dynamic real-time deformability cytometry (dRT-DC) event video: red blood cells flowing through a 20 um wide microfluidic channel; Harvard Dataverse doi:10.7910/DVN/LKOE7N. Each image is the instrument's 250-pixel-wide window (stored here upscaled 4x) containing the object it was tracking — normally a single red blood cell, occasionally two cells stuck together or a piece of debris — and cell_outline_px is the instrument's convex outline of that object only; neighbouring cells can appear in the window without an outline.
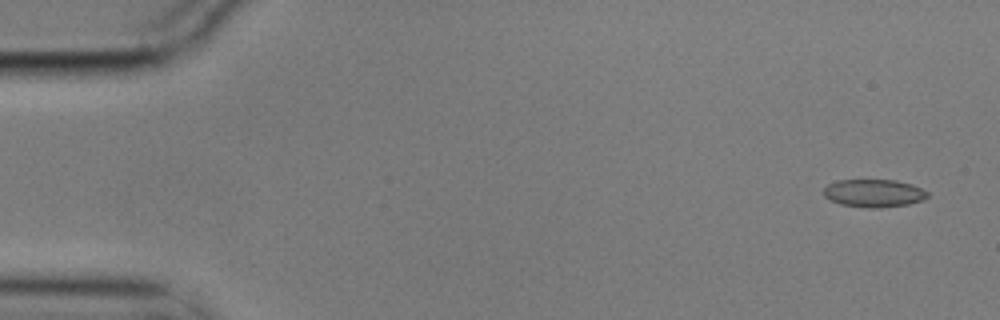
{"species": "common noctule bat (a hibernating species)", "species_latin": "Nyctalus noctula", "temperature_condition": "cold", "stored_images_in_passage": 4, "camera_frame_rate_fps": 3000, "um_per_image_px": 0.085, "animal": {"sex": "male", "body_mass_g": 17.9}, "frame": {"image": 1, "passage_image": 1, "time_ms": 0.0, "image_size_px": [1000, 320], "cell_outline_px": [[928, 196], [924, 200], [908, 204], [880, 208], [868, 208], [840, 204], [824, 196], [824, 188], [828, 184], [836, 180], [896, 180], [912, 184], [928, 192]], "centroid_in_image_um": [74.29, 16.42], "position_along_channel_um": 10.7, "area_um2": 16.88}}
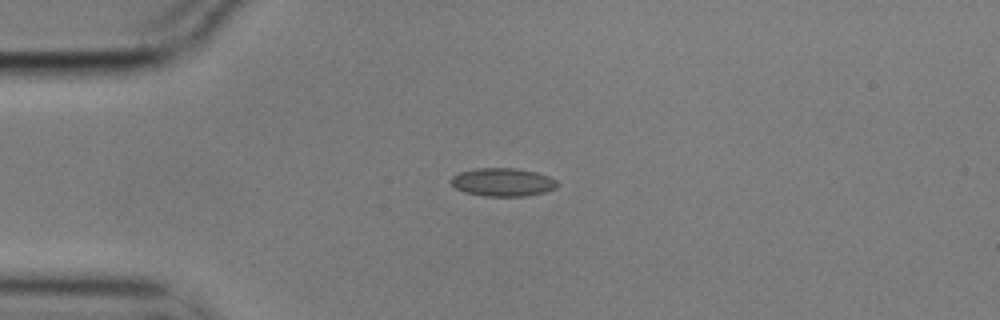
{"frame": {"image": 2, "passage_image": 4, "time_ms": 1.0, "image_size_px": [1000, 320], "cell_outline_px": [[560, 184], [556, 188], [544, 192], [524, 196], [484, 196], [464, 192], [456, 188], [448, 180], [452, 176], [460, 172], [476, 168], [516, 168], [536, 172], [548, 176], [556, 180]], "centroid_in_image_um": [42.72, 15.48], "position_along_channel_um": 42.3, "area_um2": 17.57}}